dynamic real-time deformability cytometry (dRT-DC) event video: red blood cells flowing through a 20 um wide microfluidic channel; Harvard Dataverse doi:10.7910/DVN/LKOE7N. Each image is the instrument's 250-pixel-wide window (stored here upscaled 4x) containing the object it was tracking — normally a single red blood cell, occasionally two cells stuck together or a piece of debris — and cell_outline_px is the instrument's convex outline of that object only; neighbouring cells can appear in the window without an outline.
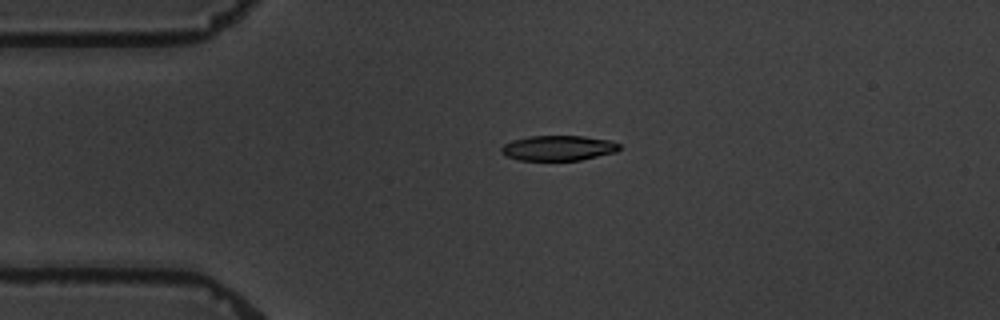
{"species": "common noctule bat (a hibernating species)", "species_latin": "Nyctalus noctula", "temperature_condition": "warm", "stored_images_in_passage": 3, "camera_frame_rate_fps": 3000, "um_per_image_px": 0.085, "animal": {"sex": "male", "body_mass_g": 19.5, "forearm_length_mm": 54.6}, "frame": {"image": 1, "passage_image": 2, "time_ms": 1.333, "image_size_px": [1000, 320], "cell_outline_px": [[620, 148], [616, 152], [580, 160], [520, 160], [508, 156], [500, 152], [500, 148], [504, 144], [512, 140], [532, 136], [584, 136], [612, 140], [620, 144]], "centroid_in_image_um": [47.48, 12.57], "position_along_channel_um": 37.5, "area_um2": 17.28}}